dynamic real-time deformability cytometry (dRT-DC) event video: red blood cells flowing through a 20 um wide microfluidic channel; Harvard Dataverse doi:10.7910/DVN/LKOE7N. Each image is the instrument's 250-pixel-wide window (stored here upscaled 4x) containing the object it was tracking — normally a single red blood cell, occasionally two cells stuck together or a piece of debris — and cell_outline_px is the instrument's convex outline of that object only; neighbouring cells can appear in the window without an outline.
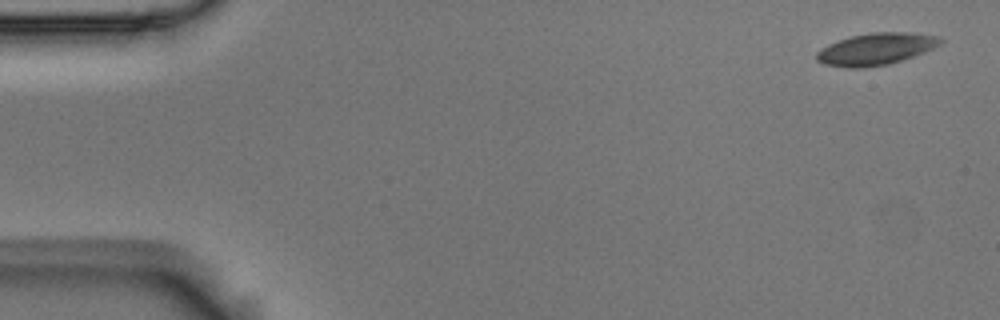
{"species": "Egyptian fruit bat (a non-hibernating species)", "species_latin": "Rousettus aegyptiacus", "temperature_condition": "room temperature", "stored_images_in_passage": 4, "camera_frame_rate_fps": 3000, "um_per_image_px": 0.085, "animal": {"sex": "male"}, "frame": {"image": 1, "passage_image": 1, "time_ms": 0.0, "image_size_px": [1000, 320], "cell_outline_px": [[944, 40], [940, 44], [924, 52], [888, 64], [864, 68], [848, 68], [824, 64], [816, 60], [816, 52], [828, 44], [852, 36], [872, 32], [908, 32], [940, 36]], "centroid_in_image_um": [74.45, 4.16], "position_along_channel_um": 10.6, "area_um2": 22.89}}
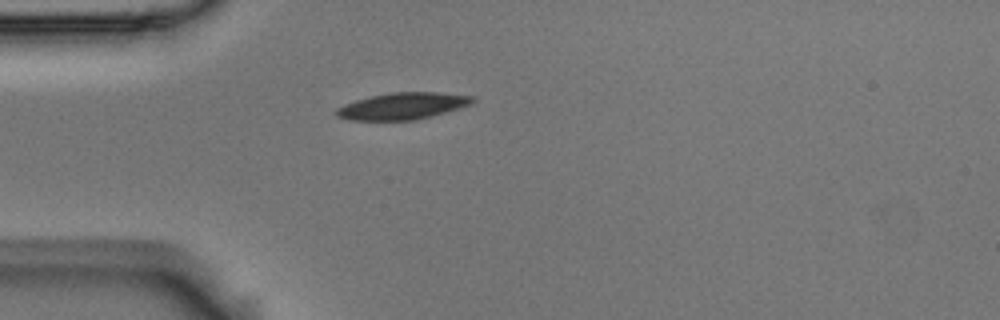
{"frame": {"image": 2, "passage_image": 4, "time_ms": 1.0, "image_size_px": [1000, 320], "cell_outline_px": [[476, 100], [472, 104], [460, 108], [432, 116], [416, 120], [352, 120], [336, 116], [336, 108], [356, 100], [372, 96], [392, 92], [436, 92], [476, 96]], "centroid_in_image_um": [34.29, 9.01], "position_along_channel_um": 50.7, "area_um2": 21.21}}